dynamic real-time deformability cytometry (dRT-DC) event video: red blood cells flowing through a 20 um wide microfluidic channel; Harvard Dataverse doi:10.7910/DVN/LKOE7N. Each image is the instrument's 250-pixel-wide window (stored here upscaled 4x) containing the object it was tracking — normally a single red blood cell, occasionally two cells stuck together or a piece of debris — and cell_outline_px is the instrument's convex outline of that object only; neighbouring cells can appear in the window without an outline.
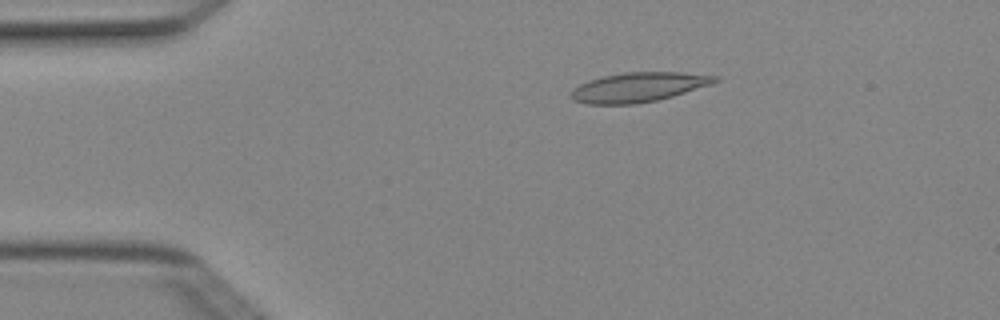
{"species": "Egyptian fruit bat (a non-hibernating species)", "species_latin": "Rousettus aegyptiacus", "temperature_condition": "cold", "stored_images_in_passage": 4, "camera_frame_rate_fps": 3000, "um_per_image_px": 0.085, "animal": {"sex": "female"}, "frame": {"image": 1, "passage_image": 2, "time_ms": 0.333, "image_size_px": [1000, 320], "cell_outline_px": [[720, 80], [712, 84], [672, 96], [656, 100], [632, 104], [588, 104], [572, 100], [572, 88], [588, 80], [604, 76], [624, 72], [680, 72], [720, 76]], "centroid_in_image_um": [54.28, 7.4], "position_along_channel_um": 30.7, "area_um2": 24.68}}
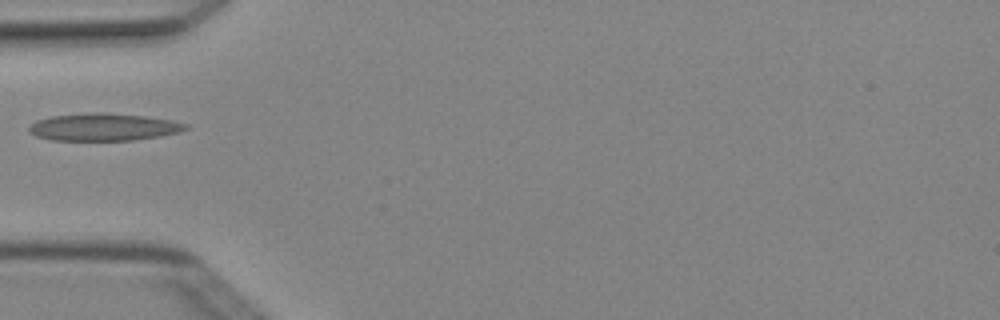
{"frame": {"image": 2, "passage_image": 4, "time_ms": 1.0, "image_size_px": [1000, 320], "cell_outline_px": [[188, 128], [180, 132], [160, 136], [132, 140], [52, 140], [36, 136], [28, 132], [28, 128], [36, 120], [52, 116], [92, 112], [100, 112], [144, 116], [172, 120], [188, 124]], "centroid_in_image_um": [8.8, 10.8], "position_along_channel_um": 76.2, "area_um2": 24.97}}